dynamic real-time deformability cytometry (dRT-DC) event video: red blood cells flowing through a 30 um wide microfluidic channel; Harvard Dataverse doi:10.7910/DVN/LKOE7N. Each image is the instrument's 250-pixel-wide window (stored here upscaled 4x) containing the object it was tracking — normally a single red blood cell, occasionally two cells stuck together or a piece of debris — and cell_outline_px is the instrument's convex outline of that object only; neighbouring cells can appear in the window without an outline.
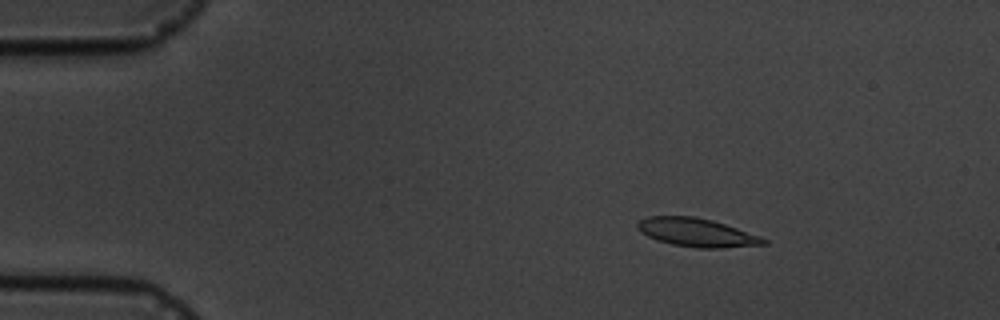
{"species": "common noctule bat (a hibernating species)", "species_latin": "Nyctalus noctula", "temperature_condition": "cold", "stored_images_in_passage": 6, "camera_frame_rate_fps": 3000, "um_per_image_px": 0.085, "animal": {"sex": "male", "body_mass_g": 19.5, "forearm_length_mm": 54.6}, "frame": {"image": 1, "passage_image": 3, "time_ms": 2.333, "image_size_px": [1000, 320], "cell_outline_px": [[768, 244], [720, 248], [696, 248], [672, 244], [656, 240], [640, 232], [636, 228], [636, 224], [640, 220], [648, 216], [696, 216], [712, 220], [760, 236], [768, 240]], "centroid_in_image_um": [59.2, 19.76], "position_along_channel_um": 25.8, "area_um2": 20.92}}
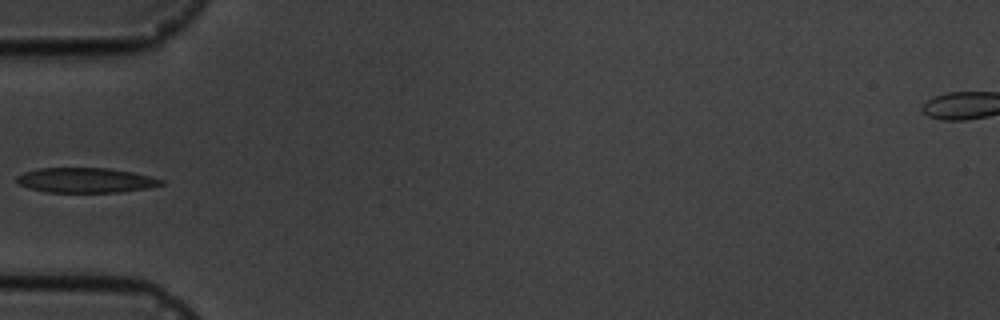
{"frame": {"image": 2, "passage_image": 5, "time_ms": 5.667, "image_size_px": [1000, 320], "cell_outline_px": [[164, 184], [148, 188], [120, 192], [48, 192], [28, 188], [20, 184], [16, 180], [16, 176], [24, 172], [36, 168], [108, 168], [132, 172], [164, 180]], "centroid_in_image_um": [7.26, 15.32], "position_along_channel_um": 77.7, "area_um2": 20.92}}
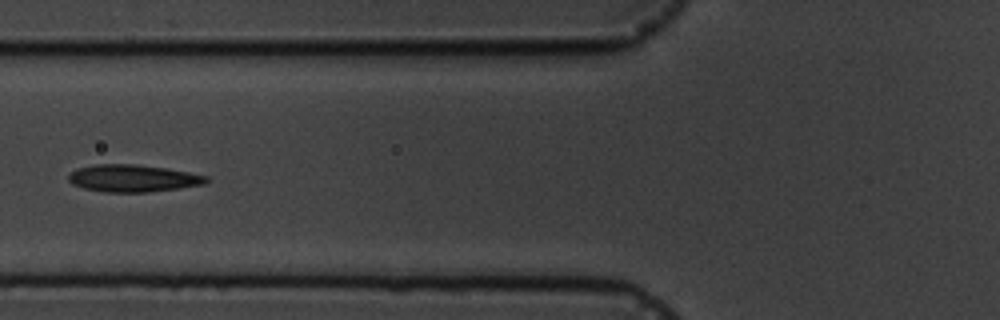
{"frame": {"image": 3, "passage_image": 6, "time_ms": 6.667, "image_size_px": [1000, 320], "cell_outline_px": [[208, 180], [204, 184], [148, 192], [104, 192], [84, 188], [72, 184], [68, 180], [68, 176], [76, 168], [96, 164], [136, 164], [168, 168], [208, 176]], "centroid_in_image_um": [11.27, 15.14], "position_along_channel_um": 114.5, "area_um2": 21.79}}